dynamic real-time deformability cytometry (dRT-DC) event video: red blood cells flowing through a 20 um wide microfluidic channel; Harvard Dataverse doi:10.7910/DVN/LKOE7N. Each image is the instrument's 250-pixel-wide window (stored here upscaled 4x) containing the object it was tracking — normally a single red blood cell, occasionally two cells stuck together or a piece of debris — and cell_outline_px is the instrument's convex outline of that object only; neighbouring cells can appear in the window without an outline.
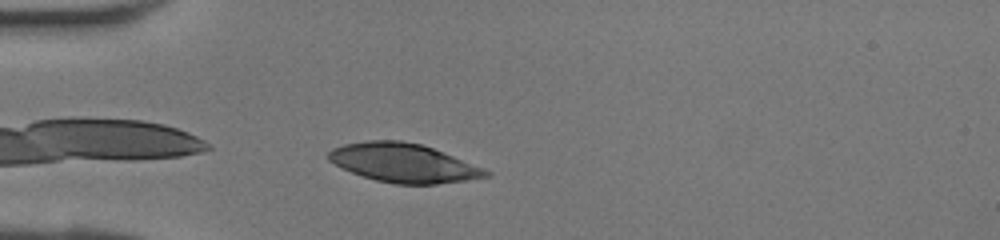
{"species": "human", "species_latin": "Homo sapiens", "temperature_condition": "room temperature", "stored_images_in_passage": 30, "camera_frame_rate_fps": 3000, "um_per_image_px": 0.085, "donor": {"sex": "female"}, "frame": {"image": 1, "passage_image": 1, "time_ms": 0.0, "image_size_px": [1000, 240], "cell_outline_px": [[492, 172], [488, 176], [464, 180], [436, 184], [396, 184], [376, 180], [352, 172], [328, 160], [328, 152], [332, 148], [344, 144], [368, 140], [400, 140], [420, 144], [432, 148]], "centroid_in_image_um": [34.25, 13.84], "position_along_channel_um": 50.7, "area_um2": 34.97}}
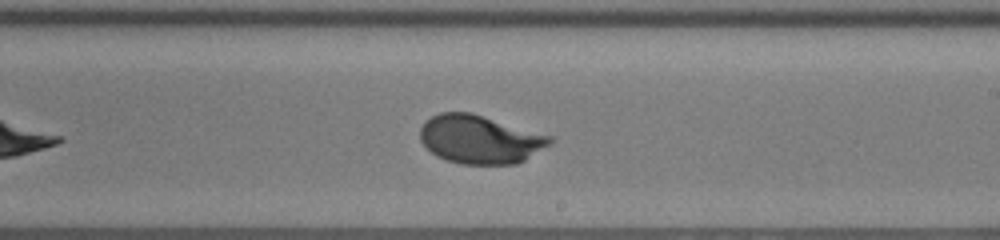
{"frame": {"image": 2, "passage_image": 14, "time_ms": 4.333, "image_size_px": [1000, 240], "cell_outline_px": [[552, 144], [524, 160], [516, 164], [460, 164], [436, 156], [420, 140], [420, 128], [424, 120], [440, 112], [472, 112], [552, 136]], "centroid_in_image_um": [40.79, 11.83], "position_along_channel_um": 248.2, "area_um2": 36.76}}
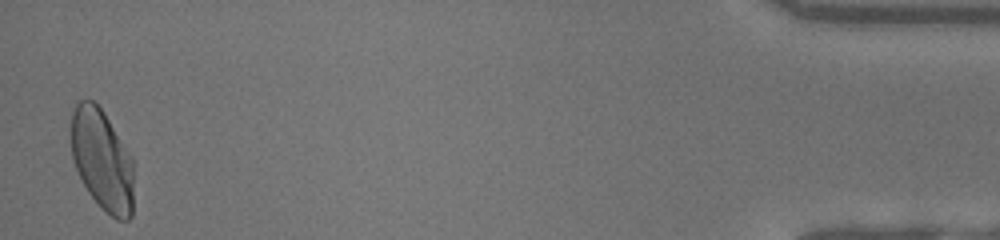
{"frame": {"image": 3, "passage_image": 30, "time_ms": 9.667, "image_size_px": [1000, 240], "cell_outline_px": [[132, 216], [128, 220], [116, 220], [100, 208], [88, 192], [72, 160], [68, 136], [72, 112], [76, 100], [92, 100], [104, 112], [132, 156]], "centroid_in_image_um": [8.63, 13.57], "position_along_channel_um": 426.6, "area_um2": 37.57}}